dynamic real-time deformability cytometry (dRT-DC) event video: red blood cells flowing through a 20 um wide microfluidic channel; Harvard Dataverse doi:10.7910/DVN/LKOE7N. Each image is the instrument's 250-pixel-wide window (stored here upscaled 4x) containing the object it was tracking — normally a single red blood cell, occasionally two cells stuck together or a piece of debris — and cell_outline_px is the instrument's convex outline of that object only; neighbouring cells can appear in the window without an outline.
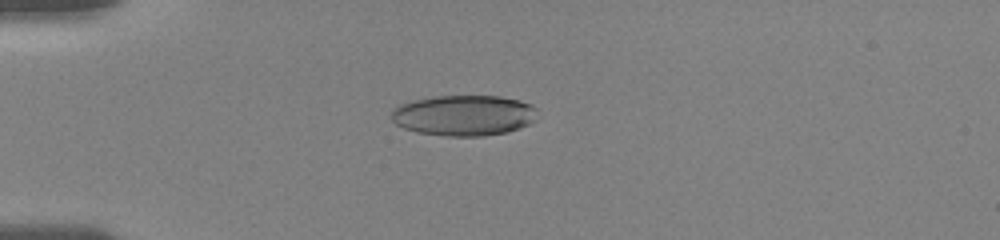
{"species": "human", "species_latin": "Homo sapiens", "temperature_condition": "room temperature", "stored_images_in_passage": 109, "camera_frame_rate_fps": 3000, "um_per_image_px": 0.085, "donor": {"sex": "female"}, "frame": {"image": 1, "passage_image": 30, "time_ms": 4.667, "image_size_px": [1000, 240], "cell_outline_px": [[536, 120], [520, 128], [508, 132], [484, 136], [448, 136], [416, 132], [404, 128], [396, 124], [392, 120], [392, 108], [400, 104], [412, 100], [436, 96], [500, 96], [520, 100], [532, 104], [536, 108]], "centroid_in_image_um": [39.44, 9.8], "position_along_channel_um": 45.6, "area_um2": 34.85}}
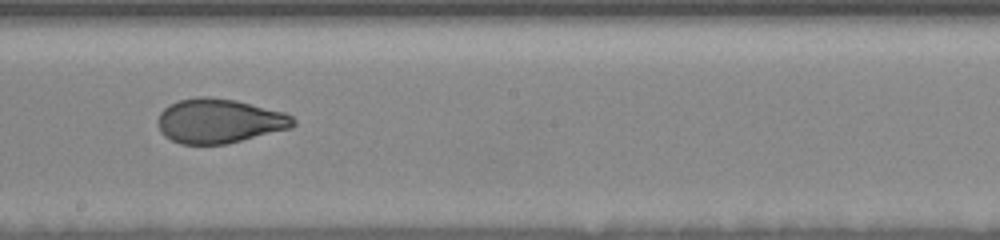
{"frame": {"image": 2, "passage_image": 66, "time_ms": 10.333, "image_size_px": [1000, 240], "cell_outline_px": [[296, 124], [292, 128], [224, 144], [180, 144], [164, 136], [160, 132], [156, 124], [156, 120], [160, 112], [168, 104], [180, 100], [200, 96], [208, 96], [236, 100], [284, 112], [292, 116], [296, 120]], "centroid_in_image_um": [18.61, 10.27], "position_along_channel_um": 229.6, "area_um2": 35.26}}
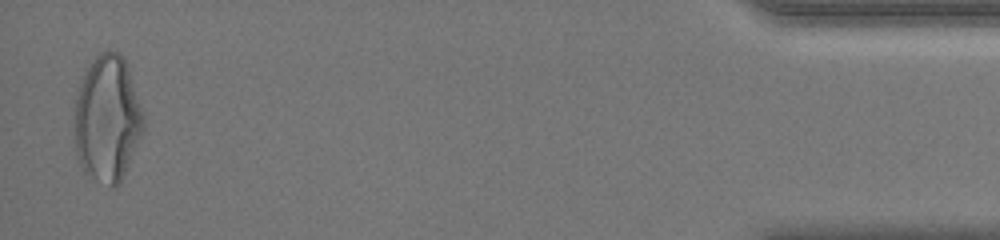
{"frame": {"image": 3, "passage_image": 106, "time_ms": 17.667, "image_size_px": [1000, 240], "cell_outline_px": [[144, 128], [120, 184], [116, 188], [112, 188], [96, 180], [84, 172], [76, 152], [72, 120], [76, 100], [80, 84], [84, 72], [96, 56], [100, 52], [108, 48], [116, 52], [124, 60], [144, 116]], "centroid_in_image_um": [9.09, 10.13], "position_along_channel_um": 426.1, "area_um2": 50.75}, "authors_computed_cell_mechanics": {"area_um2": 35.7782, "velocity_mm_per_s": 3.7132, "shape_relaxation_time_tau1_ms": 6.5234, "shape_relaxation_time_tau2_ms": 1.2396, "deformation_change_tau1": 0.202, "deformation_change_tau2": 0.0727}}